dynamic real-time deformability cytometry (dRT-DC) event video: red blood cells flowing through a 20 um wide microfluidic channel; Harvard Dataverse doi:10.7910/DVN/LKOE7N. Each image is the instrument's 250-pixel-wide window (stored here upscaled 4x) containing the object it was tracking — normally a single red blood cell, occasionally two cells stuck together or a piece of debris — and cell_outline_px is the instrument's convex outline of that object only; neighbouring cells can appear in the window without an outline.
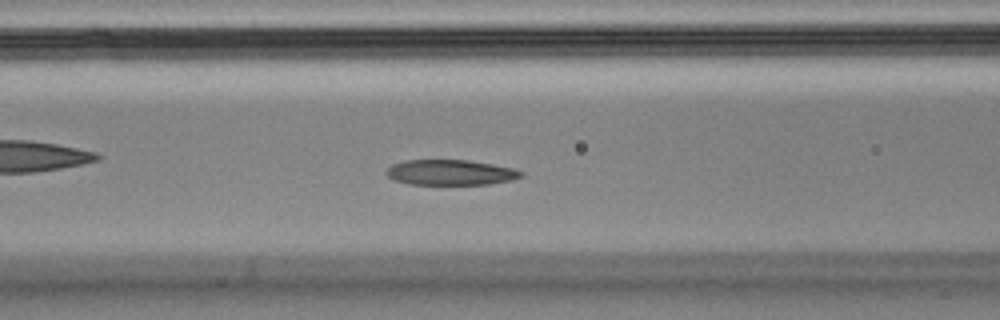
{"species": "Egyptian fruit bat (a non-hibernating species)", "species_latin": "Rousettus aegyptiacus", "temperature_condition": "cold", "stored_images_in_passage": 57, "camera_frame_rate_fps": 3000, "um_per_image_px": 0.085, "animal": {"sex": "male"}, "frame": {"image": 1, "passage_image": 22, "time_ms": 7.0, "image_size_px": [1000, 320], "cell_outline_px": [[524, 176], [512, 180], [488, 184], [408, 184], [392, 180], [384, 172], [392, 164], [404, 160], [468, 160], [492, 164], [512, 168], [524, 172]], "centroid_in_image_um": [38.27, 14.66], "position_along_channel_um": 128.3, "area_um2": 20.0}}
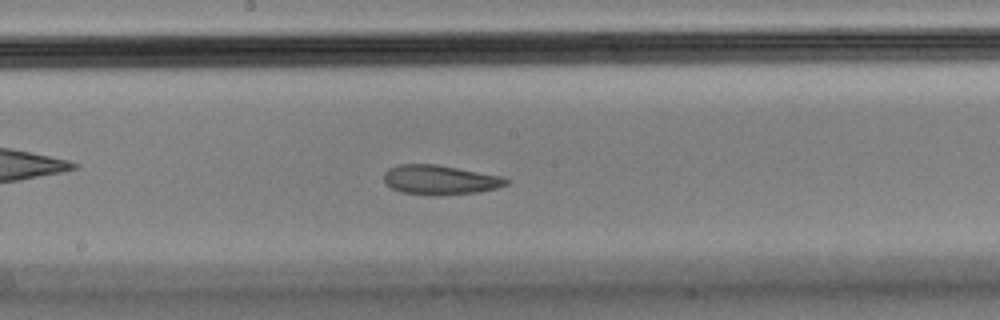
{"frame": {"image": 2, "passage_image": 29, "time_ms": 9.333, "image_size_px": [1000, 320], "cell_outline_px": [[508, 184], [496, 188], [480, 192], [440, 196], [432, 196], [400, 192], [392, 188], [384, 180], [384, 172], [388, 168], [400, 164], [436, 164], [504, 176], [508, 180]], "centroid_in_image_um": [37.41, 15.3], "position_along_channel_um": 210.8, "area_um2": 21.33}}
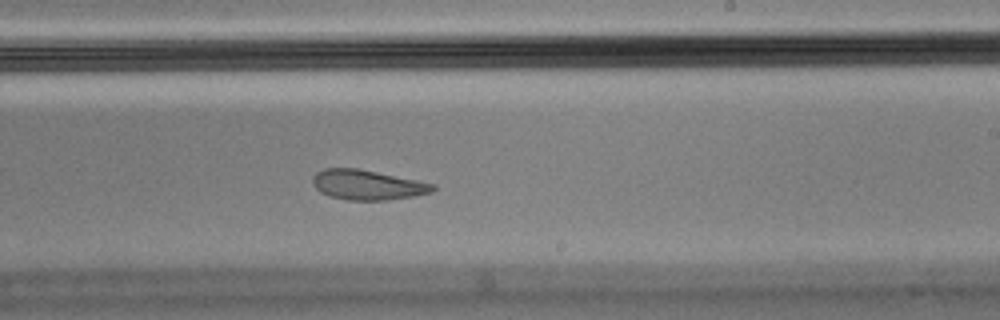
{"frame": {"image": 3, "passage_image": 33, "time_ms": 10.667, "image_size_px": [1000, 320], "cell_outline_px": [[436, 188], [432, 192], [412, 196], [388, 200], [348, 200], [332, 196], [320, 192], [312, 184], [312, 176], [316, 172], [324, 168], [356, 168], [436, 184]], "centroid_in_image_um": [31.21, 15.71], "position_along_channel_um": 257.8, "area_um2": 20.81}, "authors_computed_cell_mechanics": {"area_um2": 21.6172, "velocity_mm_per_s": 3.5351, "shape_relaxation_time_tau1_ms": null, "shape_relaxation_time_tau2_ms": 1.2449, "deformation_change_tau1": null, "deformation_change_tau2": 0.0727}}